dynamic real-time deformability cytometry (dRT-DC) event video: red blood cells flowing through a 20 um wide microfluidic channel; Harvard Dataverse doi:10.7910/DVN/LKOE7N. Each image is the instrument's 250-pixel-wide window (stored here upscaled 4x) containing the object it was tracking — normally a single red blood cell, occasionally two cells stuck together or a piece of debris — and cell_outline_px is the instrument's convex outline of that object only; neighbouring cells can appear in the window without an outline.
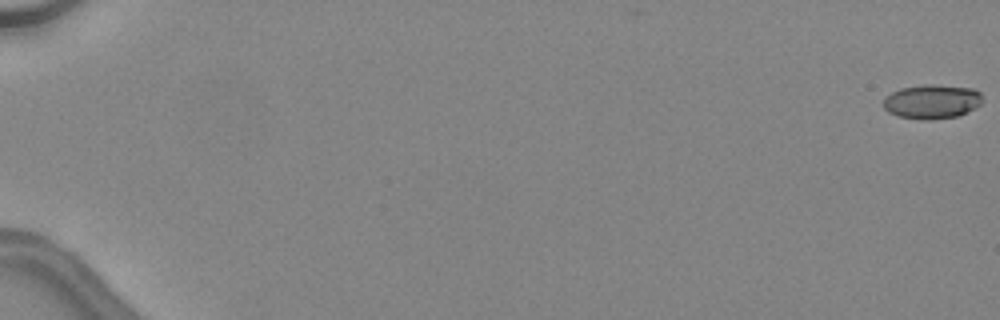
{"species": "common noctule bat (a hibernating species)", "species_latin": "Nyctalus noctula", "temperature_condition": "warm", "stored_images_in_passage": 21, "camera_frame_rate_fps": 3000, "um_per_image_px": 0.085, "animal": {"sex": "female", "body_mass_g": 24.6, "forearm_length_mm": 56.2}, "frame": {"image": 1, "passage_image": 1, "time_ms": 0.0, "image_size_px": [1000, 320], "cell_outline_px": [[980, 104], [960, 116], [928, 120], [900, 116], [888, 112], [884, 108], [884, 100], [892, 92], [900, 88], [924, 84], [928, 84], [972, 88], [980, 92]], "centroid_in_image_um": [79.21, 8.63], "position_along_channel_um": 5.8, "area_um2": 19.48}}
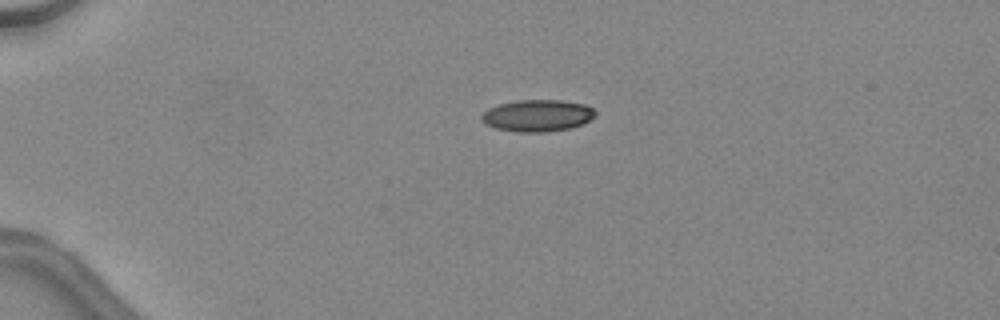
{"frame": {"image": 2, "passage_image": 14, "time_ms": 4.333, "image_size_px": [1000, 320], "cell_outline_px": [[596, 116], [584, 124], [572, 128], [544, 132], [516, 132], [496, 128], [480, 120], [480, 116], [488, 108], [500, 104], [516, 100], [564, 100], [584, 104], [592, 108], [596, 112]], "centroid_in_image_um": [45.71, 9.82], "position_along_channel_um": 39.3, "area_um2": 21.27}}